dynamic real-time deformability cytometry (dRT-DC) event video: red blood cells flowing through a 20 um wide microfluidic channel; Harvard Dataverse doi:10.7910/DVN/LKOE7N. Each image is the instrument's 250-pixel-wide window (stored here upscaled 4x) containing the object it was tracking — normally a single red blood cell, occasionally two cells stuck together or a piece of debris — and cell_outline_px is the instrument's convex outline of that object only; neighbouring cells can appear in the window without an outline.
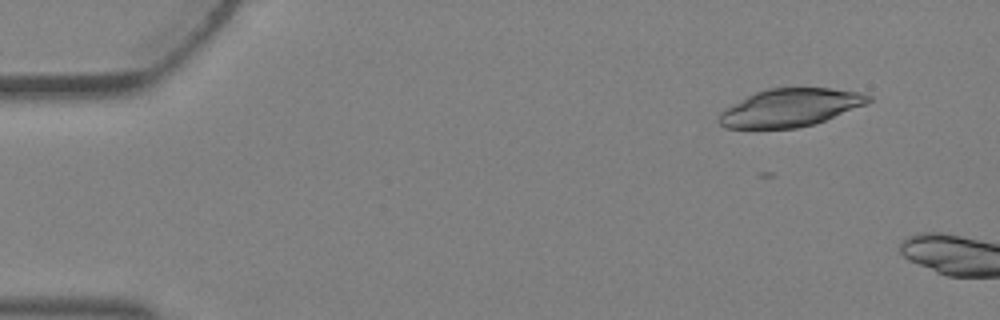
{"species": "Egyptian fruit bat (a non-hibernating species)", "species_latin": "Rousettus aegyptiacus", "temperature_condition": "warm", "stored_images_in_passage": 4, "camera_frame_rate_fps": 3000, "um_per_image_px": 0.085, "animal": {"sex": "female"}, "frame": {"image": 1, "passage_image": 4, "time_ms": 1.0, "image_size_px": [1000, 320], "cell_outline_px": [[872, 100], [868, 104], [824, 120], [812, 124], [796, 128], [724, 128], [716, 120], [716, 116], [724, 108], [756, 92], [768, 88], [832, 88], [856, 92], [872, 96]], "centroid_in_image_um": [67.13, 9.15], "position_along_channel_um": 17.9, "area_um2": 32.89}}